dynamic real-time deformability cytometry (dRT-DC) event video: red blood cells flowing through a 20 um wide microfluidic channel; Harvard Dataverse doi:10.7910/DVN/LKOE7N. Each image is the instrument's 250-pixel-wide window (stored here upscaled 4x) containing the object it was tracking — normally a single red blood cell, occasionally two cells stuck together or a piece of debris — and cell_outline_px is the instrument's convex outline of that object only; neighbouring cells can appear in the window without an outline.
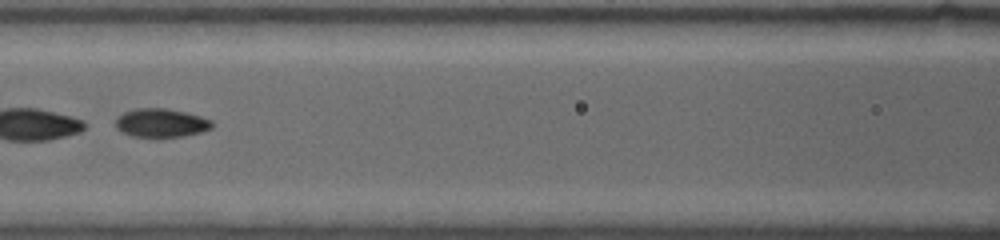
{"species": "common noctule bat (a hibernating species)", "species_latin": "Nyctalus noctula", "temperature_condition": "warm", "stored_images_in_passage": 19, "camera_frame_rate_fps": 4500, "um_per_image_px": 0.085, "animal": {"sex": "female", "body_mass_g": 19.0, "forearm_length_mm": 53.3}, "frame": {"image": 1, "passage_image": 4, "time_ms": 2.222, "image_size_px": [1000, 240], "cell_outline_px": [[212, 128], [200, 132], [184, 136], [132, 136], [116, 128], [116, 116], [124, 112], [136, 108], [164, 108], [184, 112], [200, 116], [212, 120]], "centroid_in_image_um": [13.68, 10.43], "position_along_channel_um": 152.9, "area_um2": 15.84}}